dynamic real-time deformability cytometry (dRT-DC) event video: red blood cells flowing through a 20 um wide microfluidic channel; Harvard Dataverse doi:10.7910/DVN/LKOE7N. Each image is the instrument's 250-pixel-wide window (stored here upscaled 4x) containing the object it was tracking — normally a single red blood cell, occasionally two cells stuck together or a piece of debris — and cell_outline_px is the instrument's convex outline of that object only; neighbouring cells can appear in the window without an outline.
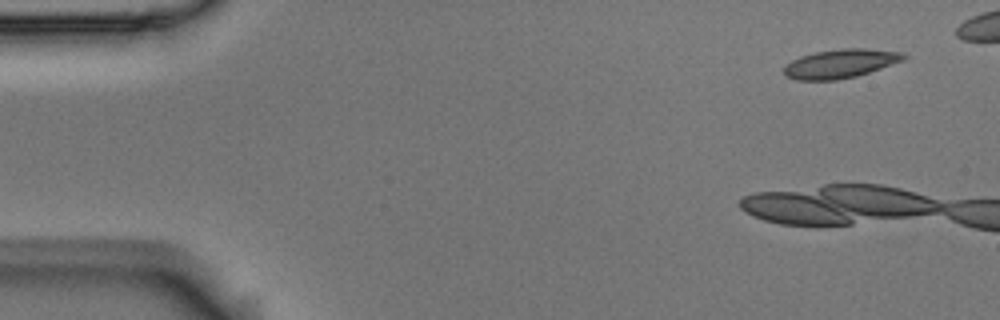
{"species": "Egyptian fruit bat (a non-hibernating species)", "species_latin": "Rousettus aegyptiacus", "temperature_condition": "room temperature", "stored_images_in_passage": 3, "camera_frame_rate_fps": 3000, "um_per_image_px": 0.085, "animal": {"sex": "male"}, "frame": {"image": 1, "passage_image": 1, "time_ms": 0.0, "image_size_px": [1000, 320], "cell_outline_px": [[908, 56], [904, 60], [856, 76], [836, 80], [796, 80], [784, 76], [784, 68], [792, 60], [800, 56], [816, 52], [840, 48], [864, 48], [904, 52]], "centroid_in_image_um": [71.44, 5.4], "position_along_channel_um": 13.6, "area_um2": 20.11}}